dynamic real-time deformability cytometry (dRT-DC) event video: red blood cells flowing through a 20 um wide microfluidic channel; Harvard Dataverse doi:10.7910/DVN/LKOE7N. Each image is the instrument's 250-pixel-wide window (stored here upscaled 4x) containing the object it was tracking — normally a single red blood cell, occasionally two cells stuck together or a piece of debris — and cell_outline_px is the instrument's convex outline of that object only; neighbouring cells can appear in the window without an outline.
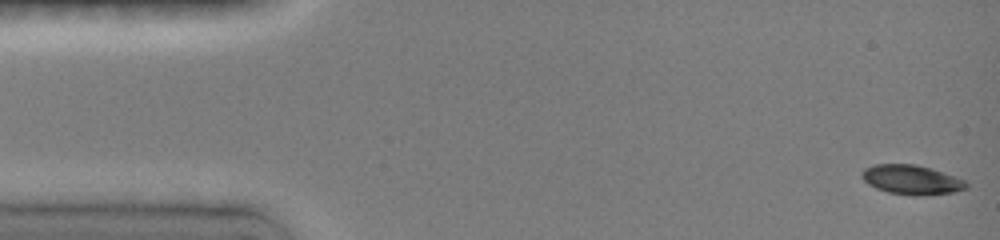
{"species": "common noctule bat (a hibernating species)", "species_latin": "Nyctalus noctula", "temperature_condition": "room temperature", "stored_images_in_passage": 48, "camera_frame_rate_fps": 3000, "um_per_image_px": 0.085, "animal": {"sex": "female", "body_mass_g": 19.0, "forearm_length_mm": 51.5}, "frame": {"image": 1, "passage_image": 1, "time_ms": 0.0, "image_size_px": [1000, 240], "cell_outline_px": [[968, 188], [956, 192], [916, 196], [912, 196], [888, 192], [876, 188], [868, 184], [860, 176], [860, 172], [864, 168], [872, 164], [916, 164], [932, 168], [956, 176], [964, 180], [968, 184]], "centroid_in_image_um": [77.48, 15.27], "position_along_channel_um": 7.5, "area_um2": 18.26}}
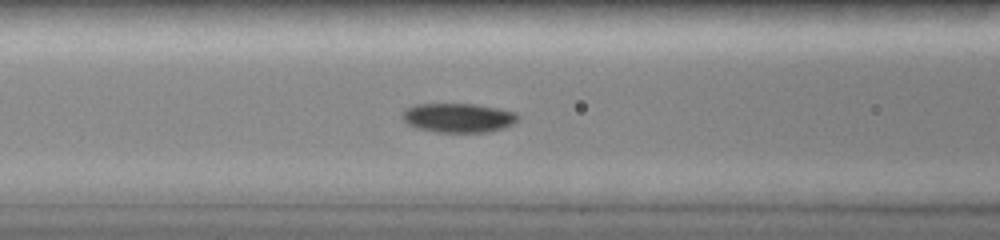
{"frame": {"image": 2, "passage_image": 19, "time_ms": 6.0, "image_size_px": [1000, 240], "cell_outline_px": [[520, 116], [512, 124], [504, 128], [488, 132], [436, 132], [416, 128], [408, 124], [400, 116], [400, 112], [404, 108], [416, 104], [476, 104], [516, 112]], "centroid_in_image_um": [38.91, 10.01], "position_along_channel_um": 127.7, "area_um2": 19.88}}
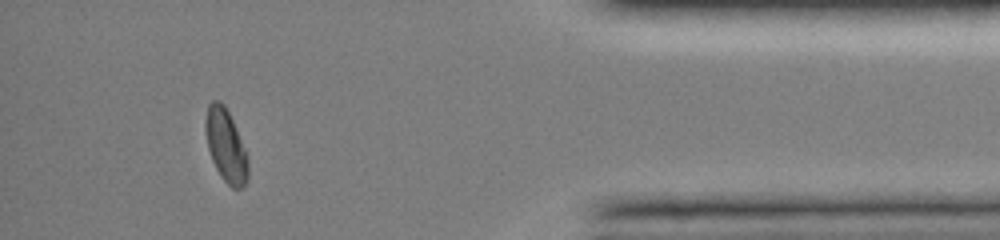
{"frame": {"image": 3, "passage_image": 43, "time_ms": 14.0, "image_size_px": [1000, 240], "cell_outline_px": [[248, 180], [240, 188], [232, 188], [220, 176], [212, 160], [208, 148], [204, 128], [204, 120], [208, 104], [212, 100], [220, 100], [224, 104], [236, 128], [244, 148], [248, 160]], "centroid_in_image_um": [19.17, 12.35], "position_along_channel_um": 416.0, "area_um2": 18.03}, "authors_computed_cell_mechanics": {"area_um2": 18.2648, "velocity_mm_per_s": 4.0233, "shape_relaxation_time_tau1_ms": 3.7891, "shape_relaxation_time_tau2_ms": null, "deformation_change_tau1": 0.1206, "deformation_change_tau2": null}}